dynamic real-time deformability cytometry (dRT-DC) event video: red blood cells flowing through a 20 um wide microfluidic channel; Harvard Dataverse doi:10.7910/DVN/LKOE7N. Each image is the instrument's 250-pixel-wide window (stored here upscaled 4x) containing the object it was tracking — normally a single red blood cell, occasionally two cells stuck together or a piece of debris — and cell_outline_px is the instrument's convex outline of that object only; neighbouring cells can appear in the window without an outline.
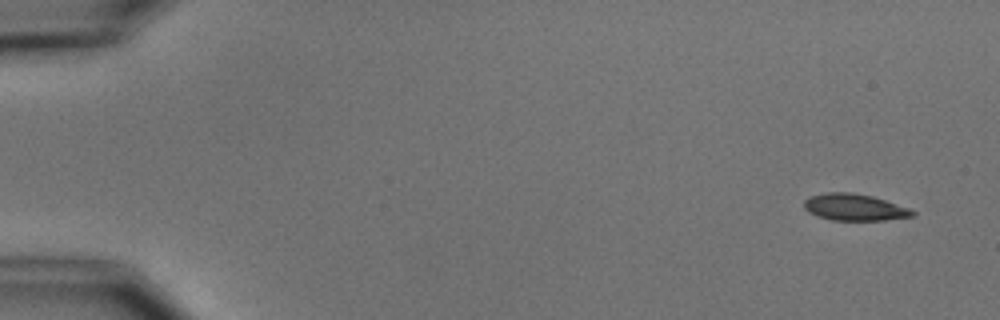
{"species": "common noctule bat (a hibernating species)", "species_latin": "Nyctalus noctula", "temperature_condition": "cold", "stored_images_in_passage": 3, "camera_frame_rate_fps": 3000, "um_per_image_px": 0.085, "animal": {"sex": "male", "body_mass_g": 15.6}, "frame": {"image": 1, "passage_image": 1, "time_ms": 0.0, "image_size_px": [1000, 320], "cell_outline_px": [[916, 212], [912, 216], [884, 220], [832, 220], [816, 216], [808, 212], [804, 208], [804, 200], [812, 196], [828, 192], [852, 192], [872, 196], [908, 208]], "centroid_in_image_um": [72.59, 17.62], "position_along_channel_um": 12.4, "area_um2": 16.7}}